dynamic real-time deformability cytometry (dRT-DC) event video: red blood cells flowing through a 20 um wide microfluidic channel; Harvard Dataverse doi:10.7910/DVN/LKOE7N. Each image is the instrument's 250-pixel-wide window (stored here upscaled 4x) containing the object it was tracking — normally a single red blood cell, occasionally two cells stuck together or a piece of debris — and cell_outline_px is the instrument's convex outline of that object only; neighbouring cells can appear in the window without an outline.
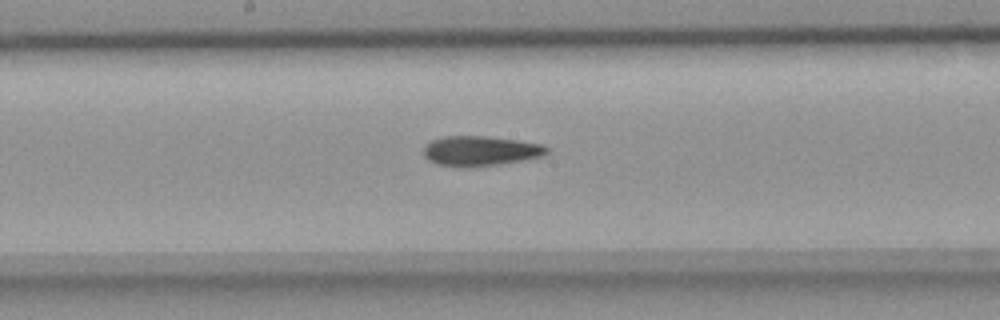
{"species": "common noctule bat (a hibernating species)", "species_latin": "Nyctalus noctula", "temperature_condition": "room temperature", "stored_images_in_passage": 10, "camera_frame_rate_fps": 3000, "um_per_image_px": 0.085, "animal": {"sex": "female", "body_mass_g": 18.4}, "frame": {"image": 1, "passage_image": 10, "time_ms": 3.0, "image_size_px": [1000, 320], "cell_outline_px": [[548, 152], [544, 156], [524, 160], [500, 164], [468, 168], [436, 164], [428, 160], [424, 156], [424, 144], [432, 140], [444, 136], [484, 136], [516, 140], [544, 144], [548, 148]], "centroid_in_image_um": [40.83, 12.84], "position_along_channel_um": 207.4, "area_um2": 21.73}}